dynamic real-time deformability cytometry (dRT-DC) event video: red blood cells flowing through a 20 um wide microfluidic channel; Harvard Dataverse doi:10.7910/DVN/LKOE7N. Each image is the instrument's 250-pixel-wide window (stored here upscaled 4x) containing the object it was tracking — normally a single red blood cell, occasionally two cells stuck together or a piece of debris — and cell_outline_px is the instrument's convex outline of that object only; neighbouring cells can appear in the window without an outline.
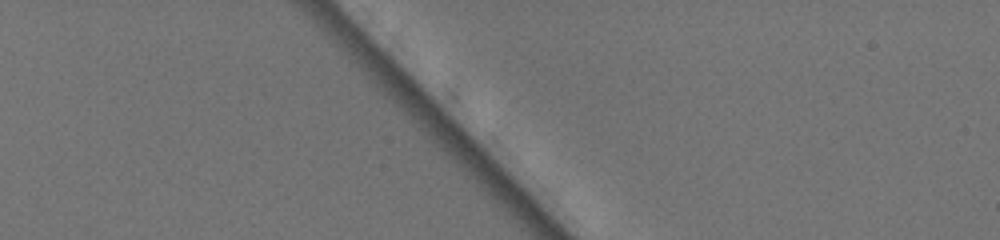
{"species": "common noctule bat (a hibernating species)", "species_latin": "Nyctalus noctula", "temperature_condition": "warm", "stored_images_in_passage": 3, "camera_frame_rate_fps": 3000, "um_per_image_px": 0.085, "animal": {"sex": "female", "body_mass_g": 19.5, "forearm_length_mm": 54.1}, "frame": {"image": 1, "passage_image": 2, "time_ms": 0.333, "image_size_px": [1000, 240], "cell_outline_px": [[600, 132], [592, 136], [532, 84], [528, 68], [528, 64], [536, 56], [596, 100]], "centroid_in_image_um": [48.06, 8.11], "position_along_channel_um": 36.9, "area_um2": 16.99}}